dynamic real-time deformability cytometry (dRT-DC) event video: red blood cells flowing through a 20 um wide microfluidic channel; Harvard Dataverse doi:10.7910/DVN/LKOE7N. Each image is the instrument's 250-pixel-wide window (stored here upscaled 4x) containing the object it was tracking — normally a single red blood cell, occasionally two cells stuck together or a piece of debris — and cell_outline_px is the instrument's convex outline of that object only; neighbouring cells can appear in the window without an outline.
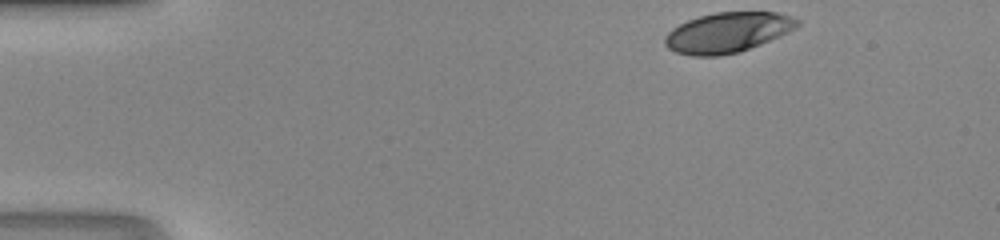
{"species": "human", "species_latin": "Homo sapiens", "temperature_condition": "room temperature", "stored_images_in_passage": 34, "camera_frame_rate_fps": 3000, "um_per_image_px": 0.085, "donor": {"sex": "male"}, "frame": {"image": 1, "passage_image": 1, "time_ms": 0.0, "image_size_px": [1000, 240], "cell_outline_px": [[800, 24], [796, 28], [780, 36], [740, 52], [720, 56], [692, 56], [676, 52], [668, 48], [664, 44], [664, 36], [672, 28], [688, 20], [700, 16], [716, 12], [776, 12], [792, 16], [800, 20]], "centroid_in_image_um": [61.85, 2.76], "position_along_channel_um": 23.2, "area_um2": 31.1}}
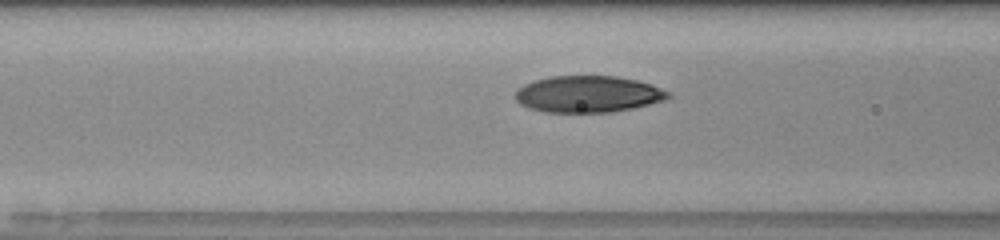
{"frame": {"image": 2, "passage_image": 14, "time_ms": 4.333, "image_size_px": [1000, 240], "cell_outline_px": [[672, 96], [668, 100], [632, 108], [612, 112], [544, 112], [528, 108], [520, 104], [516, 100], [516, 92], [524, 84], [536, 80], [552, 76], [616, 76], [636, 80], [652, 84], [672, 92]], "centroid_in_image_um": [50.05, 8.0], "position_along_channel_um": 116.6, "area_um2": 32.77}}
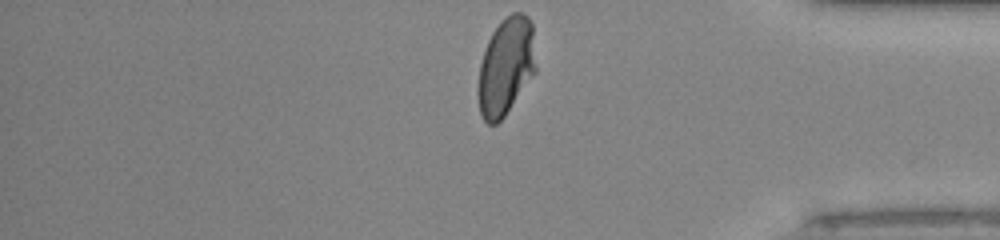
{"frame": {"image": 3, "passage_image": 34, "time_ms": 11.0, "image_size_px": [1000, 240], "cell_outline_px": [[536, 72], [504, 116], [496, 124], [488, 124], [484, 120], [480, 112], [476, 92], [480, 64], [488, 40], [492, 32], [500, 20], [504, 16], [512, 12], [524, 12], [528, 16], [532, 24], [536, 68]], "centroid_in_image_um": [42.99, 5.63], "position_along_channel_um": 392.2, "area_um2": 33.18}}